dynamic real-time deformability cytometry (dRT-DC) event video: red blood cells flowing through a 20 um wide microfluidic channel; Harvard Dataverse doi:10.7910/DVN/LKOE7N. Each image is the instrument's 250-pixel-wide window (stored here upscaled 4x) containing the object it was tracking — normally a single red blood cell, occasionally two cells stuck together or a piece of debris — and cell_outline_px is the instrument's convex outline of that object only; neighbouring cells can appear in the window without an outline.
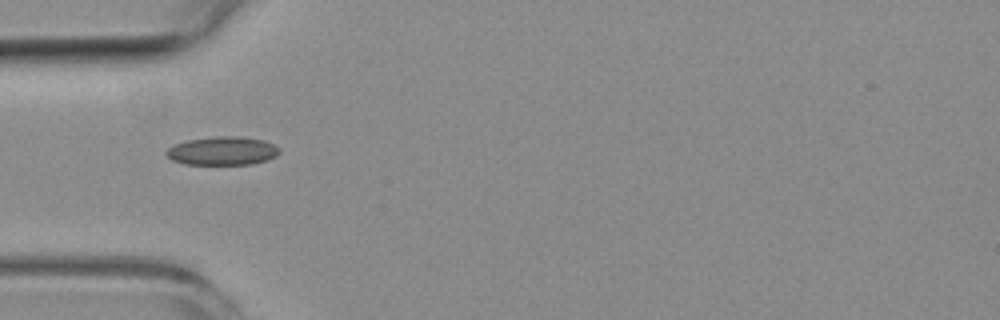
{"species": "common noctule bat (a hibernating species)", "species_latin": "Nyctalus noctula", "temperature_condition": "room temperature", "stored_images_in_passage": 6, "camera_frame_rate_fps": 3000, "um_per_image_px": 0.085, "animal": {"sex": "female", "body_mass_g": 19.3, "forearm_length_mm": 54.1}, "frame": {"image": 1, "passage_image": 3, "time_ms": 2.333, "image_size_px": [1000, 320], "cell_outline_px": [[280, 152], [276, 156], [268, 160], [252, 164], [184, 164], [172, 160], [164, 152], [168, 148], [176, 144], [188, 140], [216, 136], [236, 136], [264, 140], [280, 148]], "centroid_in_image_um": [18.93, 12.83], "position_along_channel_um": 66.1, "area_um2": 18.73}}
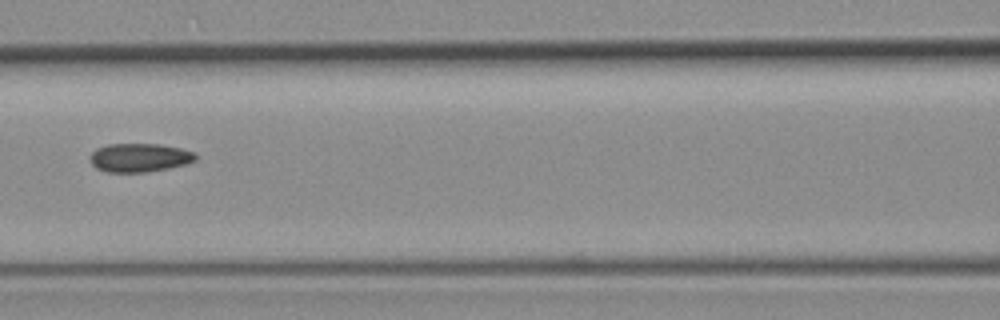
{"frame": {"image": 2, "passage_image": 5, "time_ms": 4.667, "image_size_px": [1000, 320], "cell_outline_px": [[196, 160], [184, 164], [168, 168], [144, 172], [108, 172], [96, 168], [92, 164], [88, 156], [96, 148], [108, 144], [160, 144], [180, 148], [196, 152]], "centroid_in_image_um": [11.83, 13.39], "position_along_channel_um": 154.8, "area_um2": 17.63}}
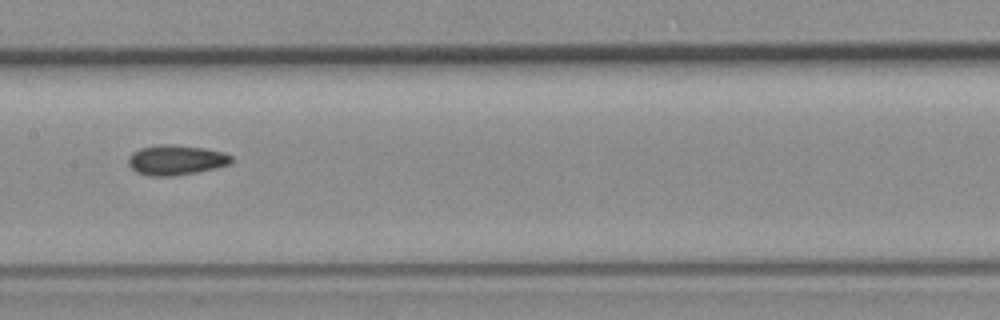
{"frame": {"image": 3, "passage_image": 6, "time_ms": 5.667, "image_size_px": [1000, 320], "cell_outline_px": [[236, 160], [232, 164], [216, 168], [196, 172], [172, 176], [148, 176], [136, 172], [128, 164], [128, 156], [132, 152], [140, 148], [160, 144], [172, 144], [204, 148], [224, 152], [232, 156]], "centroid_in_image_um": [14.99, 13.6], "position_along_channel_um": 192.4, "area_um2": 18.32}}